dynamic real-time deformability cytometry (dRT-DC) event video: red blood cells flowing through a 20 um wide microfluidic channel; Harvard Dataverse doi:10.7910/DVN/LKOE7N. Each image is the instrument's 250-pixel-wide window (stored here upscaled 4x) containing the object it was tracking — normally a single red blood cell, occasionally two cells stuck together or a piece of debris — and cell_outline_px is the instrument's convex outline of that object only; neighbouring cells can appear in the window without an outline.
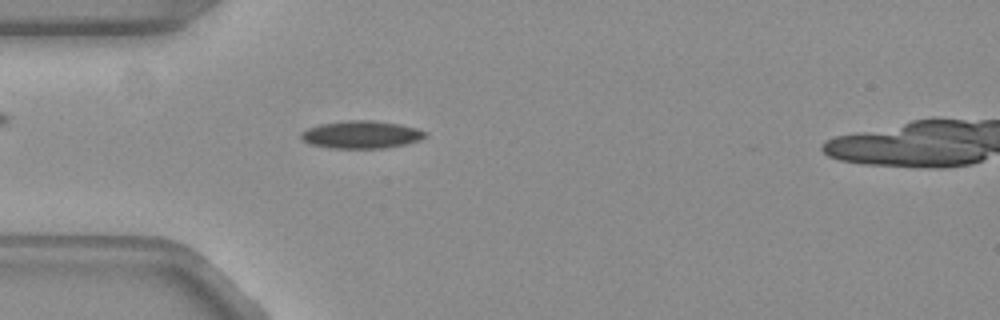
{"species": "common noctule bat (a hibernating species)", "species_latin": "Nyctalus noctula", "temperature_condition": "warm", "stored_images_in_passage": 54, "camera_frame_rate_fps": 3000, "um_per_image_px": 0.085, "animal": {"sex": "female", "body_mass_g": 19.3, "forearm_length_mm": 54.1}, "frame": {"image": 1, "passage_image": 16, "time_ms": 5.0, "image_size_px": [1000, 320], "cell_outline_px": [[428, 132], [424, 136], [416, 140], [404, 144], [384, 148], [328, 148], [308, 144], [300, 136], [300, 132], [308, 128], [320, 124], [348, 120], [372, 120], [400, 124], [416, 128]], "centroid_in_image_um": [30.66, 11.44], "position_along_channel_um": 54.3, "area_um2": 19.88}}
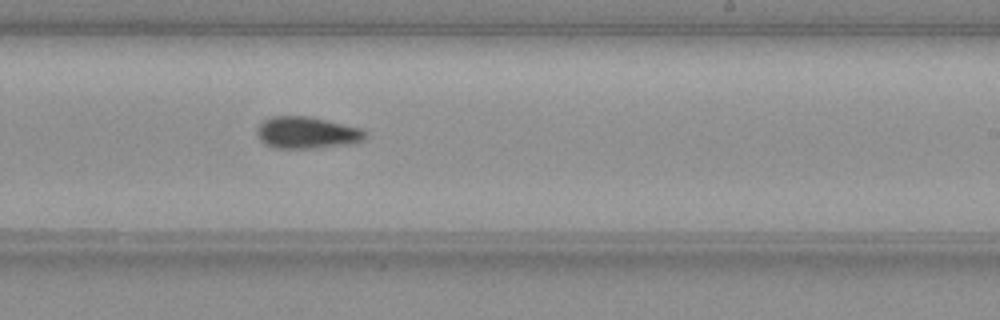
{"frame": {"image": 2, "passage_image": 33, "time_ms": 10.667, "image_size_px": [1000, 320], "cell_outline_px": [[364, 140], [356, 144], [312, 148], [272, 148], [264, 144], [260, 140], [260, 124], [264, 120], [272, 116], [308, 116], [360, 128], [364, 132]], "centroid_in_image_um": [26.1, 11.29], "position_along_channel_um": 262.9, "area_um2": 19.83}}
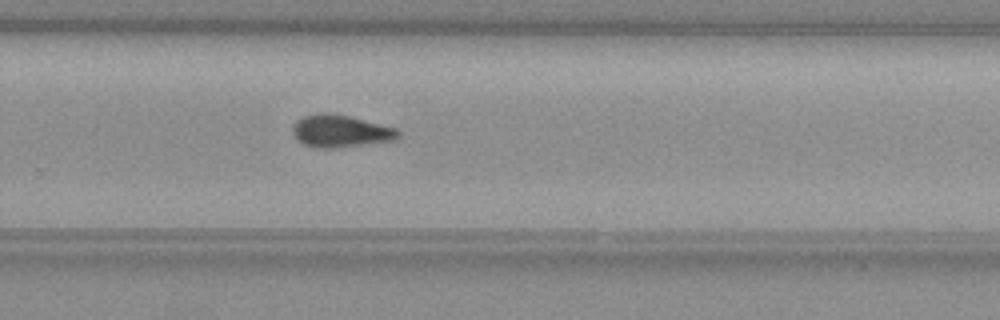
{"frame": {"image": 3, "passage_image": 36, "time_ms": 11.667, "image_size_px": [1000, 320], "cell_outline_px": [[400, 136], [392, 140], [332, 148], [316, 148], [304, 144], [292, 132], [292, 124], [300, 116], [316, 112], [328, 112], [348, 116], [396, 128], [400, 132]], "centroid_in_image_um": [28.87, 11.11], "position_along_channel_um": 300.9, "area_um2": 19.77}, "authors_computed_cell_mechanics": {"area_um2": 18.9006, "velocity_mm_per_s": 3.8076, "shape_relaxation_time_tau1_ms": null, "shape_relaxation_time_tau2_ms": 9.6875, "deformation_change_tau1": null, "deformation_change_tau2": 0.1601}}